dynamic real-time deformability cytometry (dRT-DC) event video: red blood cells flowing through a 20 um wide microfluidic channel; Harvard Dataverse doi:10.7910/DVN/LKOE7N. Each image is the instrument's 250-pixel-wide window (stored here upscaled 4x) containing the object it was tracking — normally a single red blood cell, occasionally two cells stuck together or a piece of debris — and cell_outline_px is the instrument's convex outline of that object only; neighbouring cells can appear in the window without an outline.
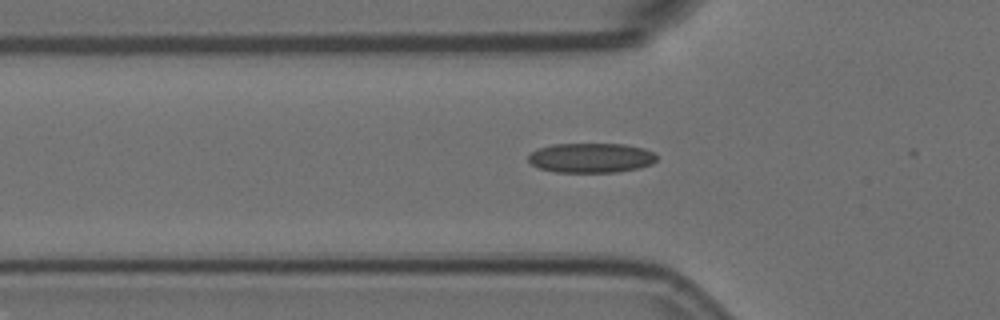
{"species": "Egyptian fruit bat (a non-hibernating species)", "species_latin": "Rousettus aegyptiacus", "temperature_condition": "room temperature", "stored_images_in_passage": 32, "camera_frame_rate_fps": 3000, "um_per_image_px": 0.085, "animal": {"sex": "female"}, "frame": {"image": 1, "passage_image": 2, "time_ms": 0.333, "image_size_px": [1000, 320], "cell_outline_px": [[656, 160], [652, 164], [640, 168], [616, 172], [556, 172], [540, 168], [532, 164], [528, 160], [528, 156], [536, 148], [552, 144], [624, 144], [644, 148], [652, 152], [656, 156]], "centroid_in_image_um": [50.23, 13.41], "position_along_channel_um": 75.6, "area_um2": 22.25}}
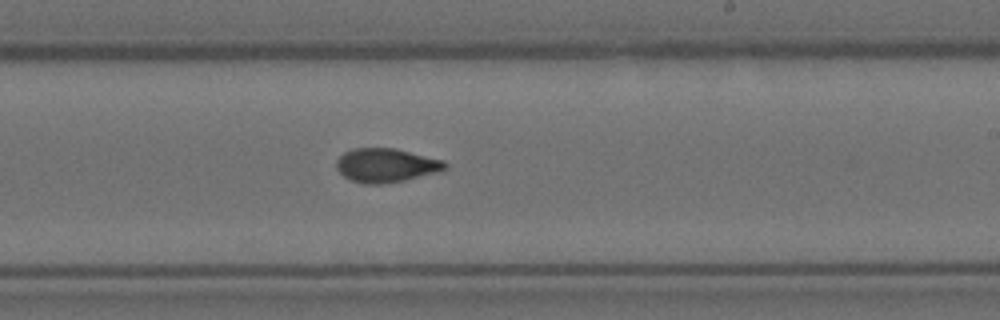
{"frame": {"image": 2, "passage_image": 17, "time_ms": 5.333, "image_size_px": [1000, 320], "cell_outline_px": [[448, 168], [436, 172], [404, 180], [380, 184], [364, 184], [352, 180], [344, 176], [336, 168], [336, 160], [344, 152], [352, 148], [396, 148], [444, 160], [448, 164]], "centroid_in_image_um": [32.81, 14.04], "position_along_channel_um": 256.2, "area_um2": 21.44}}
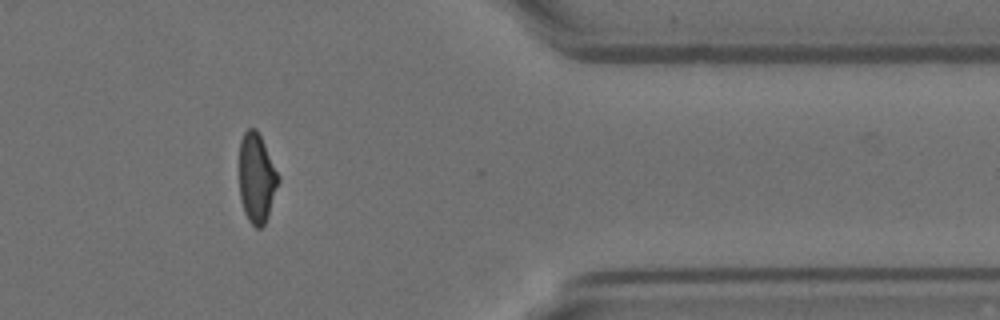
{"frame": {"image": 3, "passage_image": 30, "time_ms": 9.667, "image_size_px": [1000, 320], "cell_outline_px": [[280, 180], [268, 216], [264, 224], [260, 228], [256, 228], [248, 220], [244, 212], [240, 196], [240, 140], [244, 132], [248, 128], [256, 128], [280, 176]], "centroid_in_image_um": [21.82, 15.14], "position_along_channel_um": 389.6, "area_um2": 20.29}, "authors_computed_cell_mechanics": {"area_um2": 21.386, "velocity_mm_per_s": 3.5974, "shape_relaxation_time_tau1_ms": 11.0502, "shape_relaxation_time_tau2_ms": 1.4863, "deformation_change_tau1": 0.2361, "deformation_change_tau2": 0.0633}}